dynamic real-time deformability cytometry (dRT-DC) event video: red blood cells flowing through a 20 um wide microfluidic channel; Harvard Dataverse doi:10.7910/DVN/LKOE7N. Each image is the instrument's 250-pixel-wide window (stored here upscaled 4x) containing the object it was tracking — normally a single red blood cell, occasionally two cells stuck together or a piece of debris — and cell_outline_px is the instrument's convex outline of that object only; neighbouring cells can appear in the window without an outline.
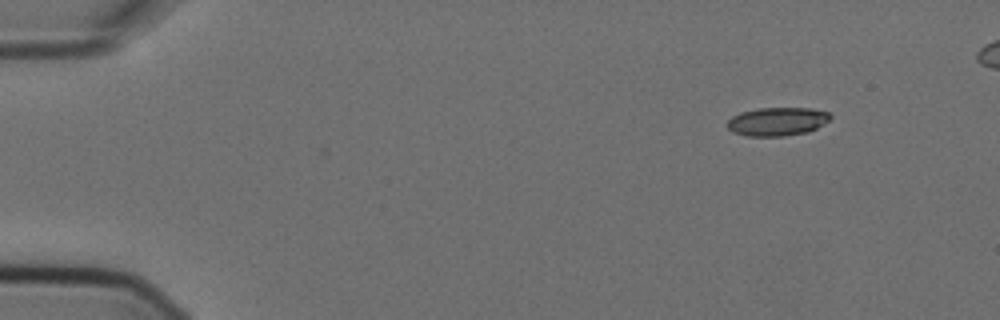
{"species": "Egyptian fruit bat (a non-hibernating species)", "species_latin": "Rousettus aegyptiacus", "temperature_condition": "cold", "stored_images_in_passage": 5, "camera_frame_rate_fps": 3000, "um_per_image_px": 0.085, "animal": {"sex": "female"}, "frame": {"image": 1, "passage_image": 1, "time_ms": 0.0, "image_size_px": [1000, 320], "cell_outline_px": [[832, 116], [828, 120], [816, 128], [808, 132], [784, 136], [748, 136], [732, 132], [728, 128], [728, 120], [732, 116], [740, 112], [760, 108], [812, 108], [828, 112]], "centroid_in_image_um": [66.06, 10.33], "position_along_channel_um": 18.9, "area_um2": 17.05}}